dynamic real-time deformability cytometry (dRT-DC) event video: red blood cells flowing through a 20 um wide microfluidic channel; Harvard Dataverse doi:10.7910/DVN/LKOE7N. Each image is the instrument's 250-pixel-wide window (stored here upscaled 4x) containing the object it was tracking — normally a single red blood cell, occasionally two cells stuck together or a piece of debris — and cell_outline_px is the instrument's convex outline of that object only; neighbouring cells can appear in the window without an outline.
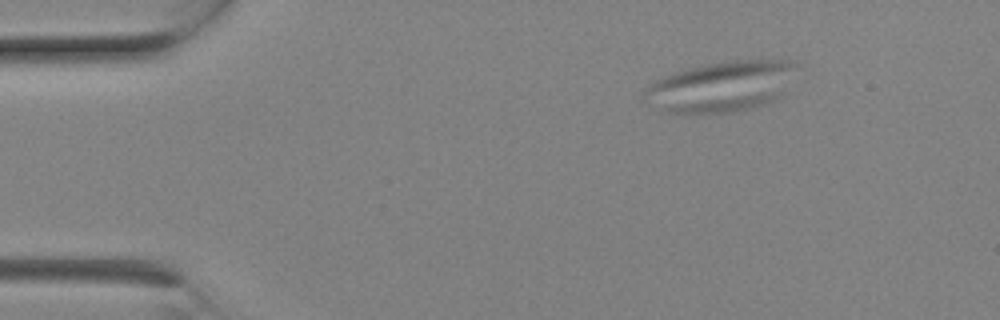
{"species": "Egyptian fruit bat (a non-hibernating species)", "species_latin": "Rousettus aegyptiacus", "temperature_condition": "room temperature", "stored_images_in_passage": 10, "camera_frame_rate_fps": 3000, "um_per_image_px": 0.085, "animal": {"sex": "female"}, "frame": {"image": 1, "passage_image": 4, "time_ms": 1.0, "image_size_px": [1000, 320], "cell_outline_px": [[796, 64], [780, 100], [768, 104], [736, 112], [688, 116], [668, 112], [648, 104], [644, 92], [648, 84], [664, 76], [688, 68], [704, 64], [728, 60], [792, 60]], "centroid_in_image_um": [61.28, 7.4], "position_along_channel_um": 23.7, "area_um2": 45.55}}
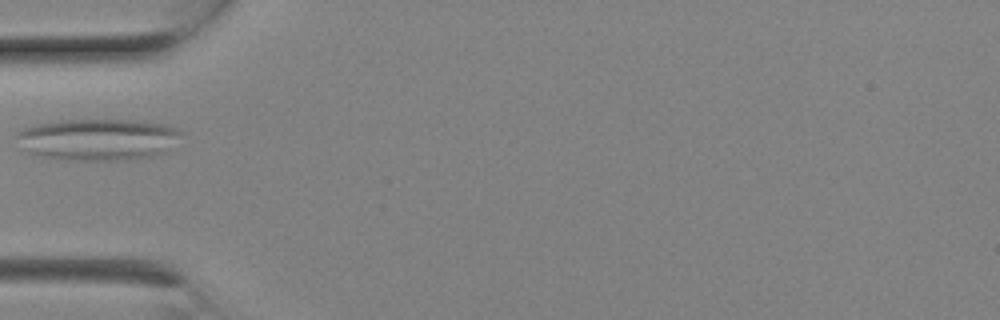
{"frame": {"image": 2, "passage_image": 8, "time_ms": 2.333, "image_size_px": [1000, 320], "cell_outline_px": [[180, 132], [164, 152], [152, 156], [132, 160], [56, 160], [40, 156], [28, 152], [12, 136], [16, 132], [24, 128], [36, 124], [64, 120], [132, 120], [164, 124], [176, 128]], "centroid_in_image_um": [8.21, 11.86], "position_along_channel_um": 76.8, "area_um2": 39.88}}